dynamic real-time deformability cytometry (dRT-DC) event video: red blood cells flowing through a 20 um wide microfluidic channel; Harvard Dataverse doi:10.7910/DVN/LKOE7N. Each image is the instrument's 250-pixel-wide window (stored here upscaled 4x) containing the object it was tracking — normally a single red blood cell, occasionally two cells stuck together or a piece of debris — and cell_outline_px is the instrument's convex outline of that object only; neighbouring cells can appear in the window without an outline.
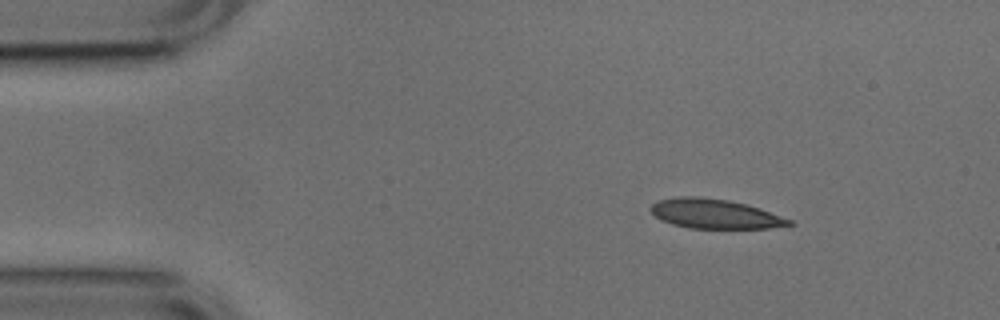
{"species": "common noctule bat (a hibernating species)", "species_latin": "Nyctalus noctula", "temperature_condition": "cold", "stored_images_in_passage": 46, "camera_frame_rate_fps": 3000, "um_per_image_px": 0.085, "animal": {"sex": "male", "body_mass_g": 17.9, "forearm_length_mm": 54.2}, "frame": {"image": 1, "passage_image": 1, "time_ms": 0.0, "image_size_px": [1000, 320], "cell_outline_px": [[796, 224], [768, 228], [688, 228], [672, 224], [656, 216], [652, 212], [652, 204], [660, 200], [676, 196], [700, 196], [728, 200], [760, 208], [792, 220]], "centroid_in_image_um": [60.79, 18.17], "position_along_channel_um": 24.2, "area_um2": 23.58}}
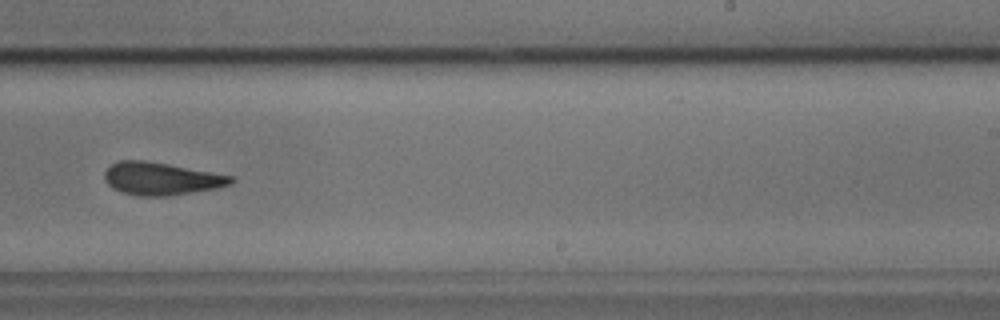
{"frame": {"image": 2, "passage_image": 26, "time_ms": 8.333, "image_size_px": [1000, 320], "cell_outline_px": [[236, 180], [232, 184], [216, 188], [164, 196], [140, 196], [120, 192], [112, 188], [104, 180], [104, 172], [112, 164], [120, 160], [144, 160], [168, 164], [232, 176]], "centroid_in_image_um": [13.67, 15.19], "position_along_channel_um": 275.3, "area_um2": 23.87}}
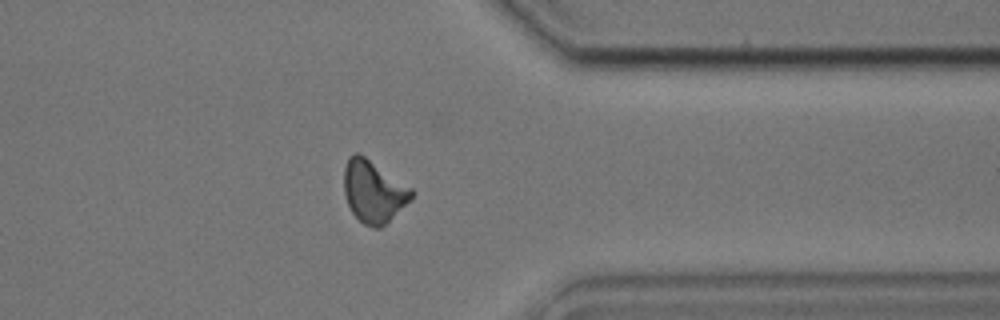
{"frame": {"image": 3, "passage_image": 35, "time_ms": 11.333, "image_size_px": [1000, 320], "cell_outline_px": [[416, 192], [412, 200], [380, 228], [372, 228], [364, 224], [352, 212], [348, 204], [344, 192], [344, 168], [348, 156], [356, 152], [360, 152], [412, 188]], "centroid_in_image_um": [31.77, 16.25], "position_along_channel_um": 379.6, "area_um2": 24.68}, "authors_computed_cell_mechanics": {"area_um2": 24.0448, "velocity_mm_per_s": 3.7714, "shape_relaxation_time_tau1_ms": 5.1046, "shape_relaxation_time_tau2_ms": 2.1062, "deformation_change_tau1": 0.1209, "deformation_change_tau2": 0.1069}}